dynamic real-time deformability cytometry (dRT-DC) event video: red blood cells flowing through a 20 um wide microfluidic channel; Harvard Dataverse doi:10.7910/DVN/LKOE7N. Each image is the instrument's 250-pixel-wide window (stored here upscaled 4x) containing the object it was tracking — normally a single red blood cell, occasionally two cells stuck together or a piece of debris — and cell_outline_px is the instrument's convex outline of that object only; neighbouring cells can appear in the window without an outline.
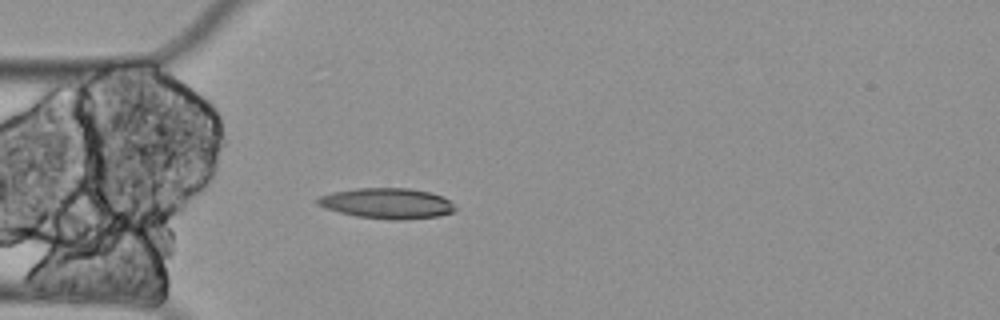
{"species": "Egyptian fruit bat (a non-hibernating species)", "species_latin": "Rousettus aegyptiacus", "temperature_condition": "cold", "stored_images_in_passage": 2, "camera_frame_rate_fps": 3000, "um_per_image_px": 0.085, "animal": {"sex": "female"}, "frame": {"image": 1, "passage_image": 2, "time_ms": 0.333, "image_size_px": [1000, 320], "cell_outline_px": [[456, 212], [440, 216], [404, 220], [392, 220], [356, 216], [324, 208], [316, 204], [316, 200], [320, 196], [332, 192], [356, 188], [408, 188], [428, 192], [440, 196], [448, 200], [456, 208]], "centroid_in_image_um": [32.89, 17.29], "position_along_channel_um": 52.1, "area_um2": 24.51}}